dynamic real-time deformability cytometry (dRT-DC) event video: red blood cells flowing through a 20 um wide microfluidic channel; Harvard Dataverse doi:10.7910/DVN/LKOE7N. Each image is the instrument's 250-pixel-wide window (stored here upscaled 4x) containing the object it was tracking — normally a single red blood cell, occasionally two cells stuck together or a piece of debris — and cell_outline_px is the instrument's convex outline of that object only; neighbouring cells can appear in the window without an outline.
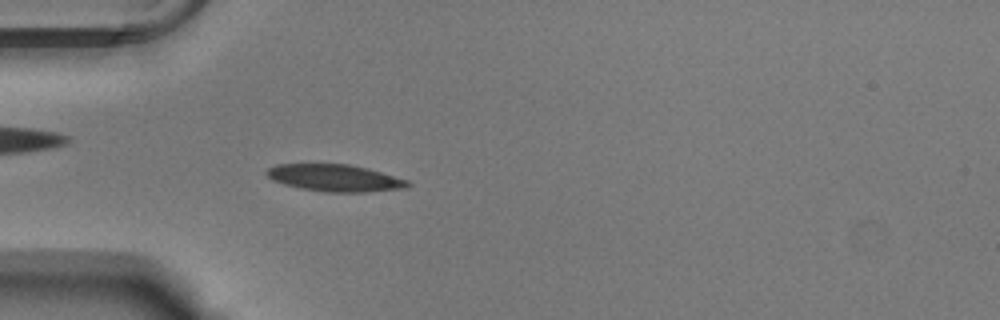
{"species": "Egyptian fruit bat (a non-hibernating species)", "species_latin": "Rousettus aegyptiacus", "temperature_condition": "warm", "stored_images_in_passage": 53, "camera_frame_rate_fps": 3000, "um_per_image_px": 0.085, "animal": {"sex": "male"}, "frame": {"image": 1, "passage_image": 16, "time_ms": 5.0, "image_size_px": [1000, 320], "cell_outline_px": [[412, 184], [408, 188], [368, 192], [324, 192], [300, 188], [284, 184], [272, 180], [264, 172], [268, 168], [276, 164], [348, 164], [368, 168], [408, 180]], "centroid_in_image_um": [28.48, 15.13], "position_along_channel_um": 56.5, "area_um2": 22.37}}
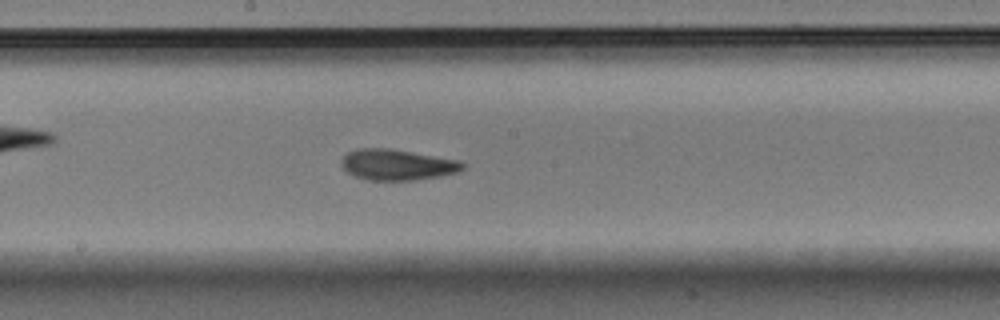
{"frame": {"image": 2, "passage_image": 29, "time_ms": 9.333, "image_size_px": [1000, 320], "cell_outline_px": [[464, 168], [456, 172], [440, 176], [416, 180], [368, 180], [352, 176], [340, 164], [340, 160], [348, 152], [356, 148], [388, 148], [460, 160], [464, 164]], "centroid_in_image_um": [33.73, 14.0], "position_along_channel_um": 214.5, "area_um2": 21.85}}
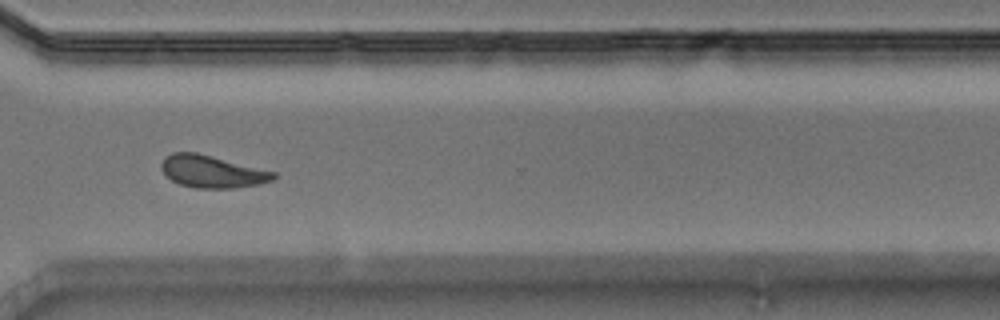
{"frame": {"image": 3, "passage_image": 40, "time_ms": 13.0, "image_size_px": [1000, 320], "cell_outline_px": [[276, 176], [272, 180], [260, 184], [236, 188], [196, 188], [180, 184], [172, 180], [160, 168], [160, 164], [164, 156], [172, 152], [196, 152], [276, 172]], "centroid_in_image_um": [18.01, 14.58], "position_along_channel_um": 352.6, "area_um2": 21.1}, "authors_computed_cell_mechanics": {"area_um2": 20.9814, "velocity_mm_per_s": 3.7702, "shape_relaxation_time_tau1_ms": 3.8397, "shape_relaxation_time_tau2_ms": 1.4263, "deformation_change_tau1": 0.1507, "deformation_change_tau2": 0.0849}}